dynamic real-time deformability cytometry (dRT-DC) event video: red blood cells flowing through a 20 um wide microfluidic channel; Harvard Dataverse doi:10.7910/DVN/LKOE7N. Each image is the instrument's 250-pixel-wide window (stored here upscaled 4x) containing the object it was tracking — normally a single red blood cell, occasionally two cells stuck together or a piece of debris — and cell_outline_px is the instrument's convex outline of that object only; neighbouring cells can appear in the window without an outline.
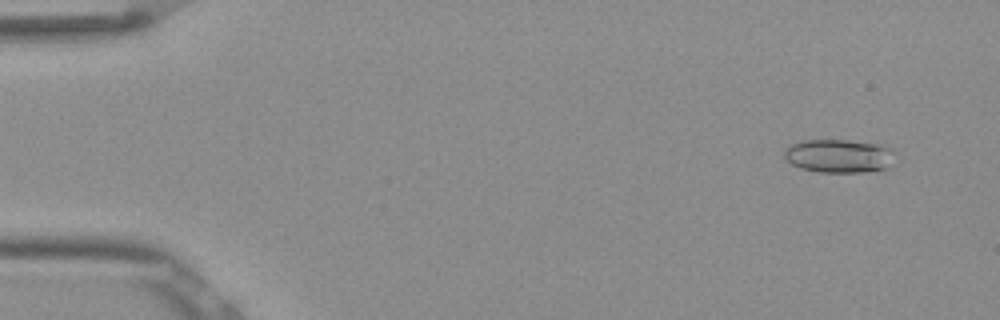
{"species": "Egyptian fruit bat (a non-hibernating species)", "species_latin": "Rousettus aegyptiacus", "temperature_condition": "room temperature", "stored_images_in_passage": 53, "camera_frame_rate_fps": 3000, "um_per_image_px": 0.085, "frame": {"image": 1, "passage_image": 4, "time_ms": 1.0, "image_size_px": [1000, 320], "cell_outline_px": [[896, 164], [888, 168], [864, 172], [820, 172], [800, 168], [784, 160], [784, 148], [788, 144], [800, 140], [848, 140], [884, 144], [892, 148], [896, 152]], "centroid_in_image_um": [71.37, 13.24], "position_along_channel_um": 13.6, "area_um2": 22.48}}
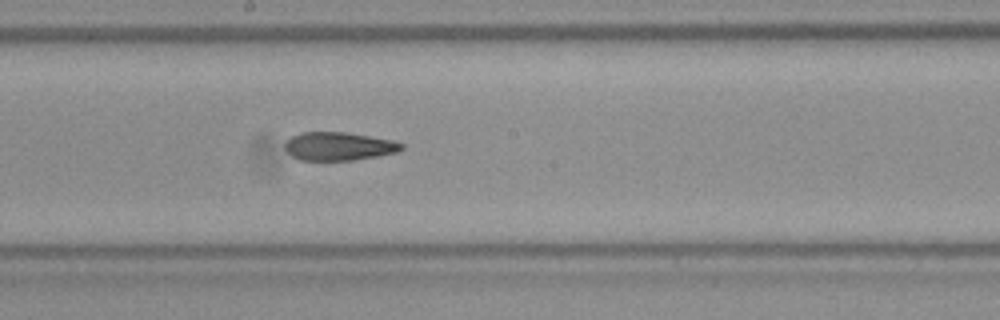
{"frame": {"image": 2, "passage_image": 29, "time_ms": 9.333, "image_size_px": [1000, 320], "cell_outline_px": [[404, 148], [396, 152], [376, 156], [352, 160], [300, 160], [292, 156], [284, 148], [284, 144], [292, 136], [300, 132], [348, 132], [392, 140], [404, 144]], "centroid_in_image_um": [28.78, 12.42], "position_along_channel_um": 219.4, "area_um2": 19.19}}
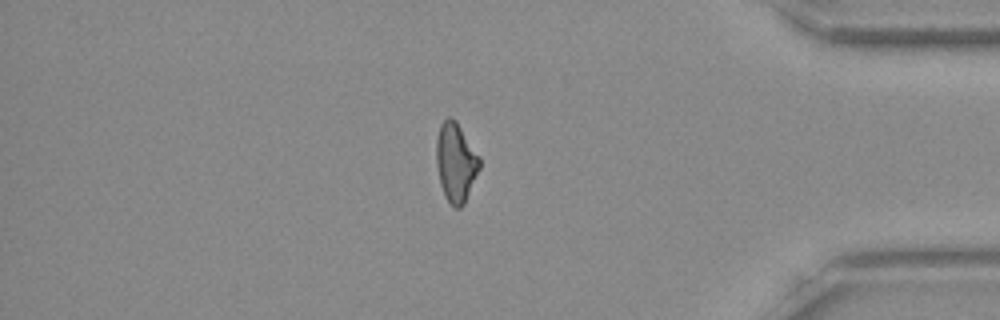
{"frame": {"image": 3, "passage_image": 45, "time_ms": 14.667, "image_size_px": [1000, 320], "cell_outline_px": [[480, 168], [464, 204], [460, 208], [452, 208], [444, 196], [440, 184], [436, 164], [436, 140], [440, 124], [448, 116], [452, 116], [456, 120], [480, 156]], "centroid_in_image_um": [38.73, 13.8], "position_along_channel_um": 396.5, "area_um2": 20.23}, "authors_computed_cell_mechanics": {"area_um2": 20.23, "velocity_mm_per_s": 3.8807, "shape_relaxation_time_tau1_ms": null, "shape_relaxation_time_tau2_ms": 4.9685, "deformation_change_tau1": null, "deformation_change_tau2": 0.1499}}